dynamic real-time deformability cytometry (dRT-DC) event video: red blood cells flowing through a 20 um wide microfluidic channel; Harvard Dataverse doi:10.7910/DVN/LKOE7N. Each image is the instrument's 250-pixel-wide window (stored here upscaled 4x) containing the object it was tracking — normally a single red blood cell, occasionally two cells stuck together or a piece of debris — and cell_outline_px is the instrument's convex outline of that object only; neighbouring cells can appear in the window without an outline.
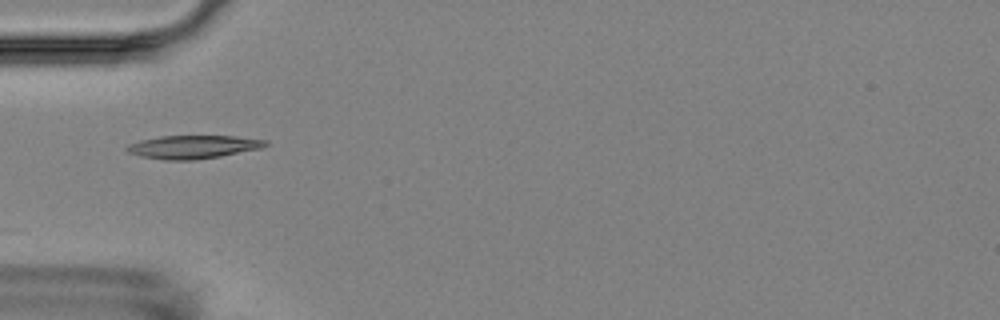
{"species": "Egyptian fruit bat (a non-hibernating species)", "species_latin": "Rousettus aegyptiacus", "temperature_condition": "room temperature", "stored_images_in_passage": 5, "camera_frame_rate_fps": 3000, "um_per_image_px": 0.085, "animal": {"sex": "female"}, "frame": {"image": 1, "passage_image": 1, "time_ms": 0.0, "image_size_px": [1000, 320], "cell_outline_px": [[268, 144], [260, 148], [220, 156], [196, 160], [164, 160], [140, 156], [128, 152], [124, 148], [128, 144], [140, 140], [160, 136], [236, 136], [268, 140]], "centroid_in_image_um": [16.38, 12.48], "position_along_channel_um": 68.6, "area_um2": 18.79}}
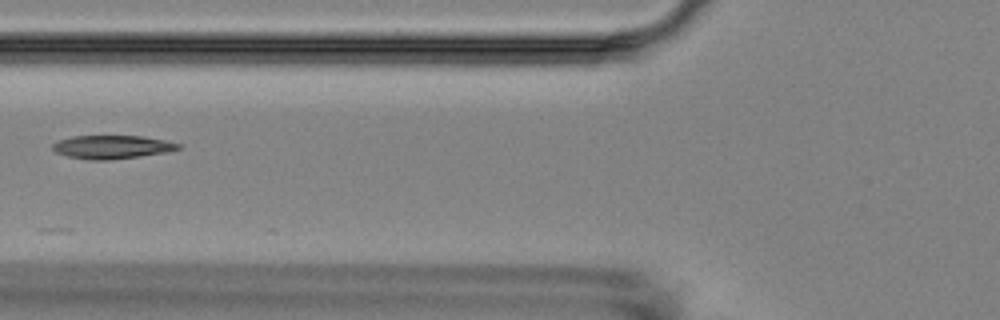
{"frame": {"image": 2, "passage_image": 2, "time_ms": 1.333, "image_size_px": [1000, 320], "cell_outline_px": [[180, 148], [168, 152], [140, 156], [108, 160], [92, 160], [68, 156], [56, 152], [52, 148], [52, 144], [60, 140], [72, 136], [144, 136], [164, 140], [180, 144]], "centroid_in_image_um": [9.53, 12.49], "position_along_channel_um": 116.3, "area_um2": 16.99}}
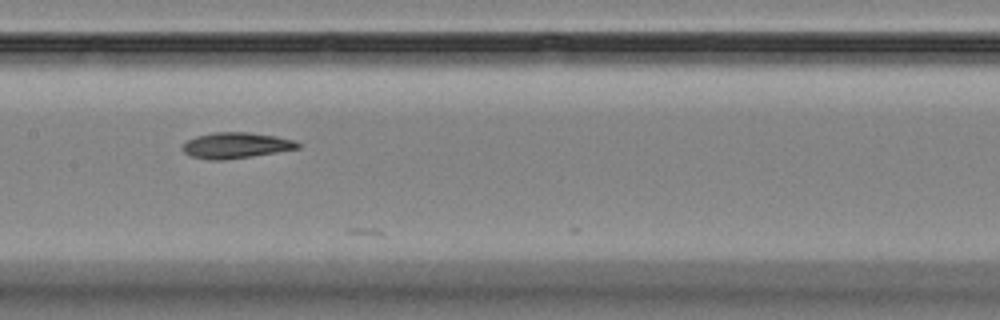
{"frame": {"image": 3, "passage_image": 4, "time_ms": 3.333, "image_size_px": [1000, 320], "cell_outline_px": [[300, 148], [252, 156], [224, 160], [208, 160], [192, 156], [184, 152], [180, 148], [188, 140], [196, 136], [216, 132], [248, 132], [276, 136], [296, 140], [300, 144]], "centroid_in_image_um": [20.06, 12.35], "position_along_channel_um": 187.3, "area_um2": 17.34}}